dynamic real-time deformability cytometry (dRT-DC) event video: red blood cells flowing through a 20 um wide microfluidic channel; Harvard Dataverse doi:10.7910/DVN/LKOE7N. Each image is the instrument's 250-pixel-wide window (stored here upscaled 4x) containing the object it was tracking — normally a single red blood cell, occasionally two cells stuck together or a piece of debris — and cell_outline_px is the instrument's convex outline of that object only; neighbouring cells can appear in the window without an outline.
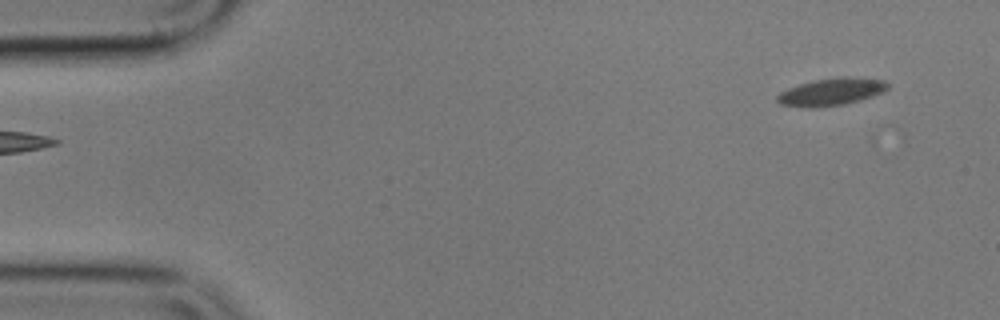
{"species": "common noctule bat (a hibernating species)", "species_latin": "Nyctalus noctula", "temperature_condition": "cold", "stored_images_in_passage": 2, "camera_frame_rate_fps": 3000, "um_per_image_px": 0.085, "animal": {"sex": "male", "body_mass_g": 17.9}, "frame": {"image": 1, "passage_image": 2, "time_ms": 1.0, "image_size_px": [1000, 320], "cell_outline_px": [[888, 88], [884, 92], [860, 100], [844, 104], [816, 108], [812, 108], [780, 104], [776, 100], [776, 96], [780, 92], [788, 88], [812, 80], [840, 76], [848, 76], [884, 80], [888, 84]], "centroid_in_image_um": [70.66, 7.8], "position_along_channel_um": 14.3, "area_um2": 17.74}}